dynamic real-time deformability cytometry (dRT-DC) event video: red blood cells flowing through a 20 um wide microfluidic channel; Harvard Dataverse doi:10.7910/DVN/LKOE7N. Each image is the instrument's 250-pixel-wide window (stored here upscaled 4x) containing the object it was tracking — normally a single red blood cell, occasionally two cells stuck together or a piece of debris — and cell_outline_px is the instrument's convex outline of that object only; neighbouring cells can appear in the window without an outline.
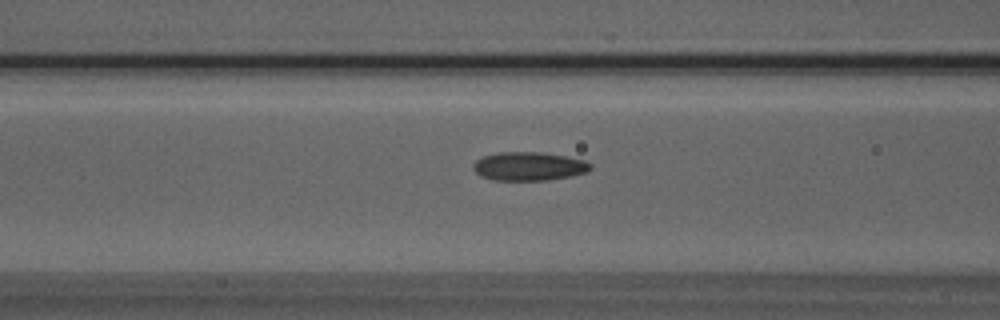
{"species": "Egyptian fruit bat (a non-hibernating species)", "species_latin": "Rousettus aegyptiacus", "temperature_condition": "room temperature", "stored_images_in_passage": 41, "camera_frame_rate_fps": 3000, "um_per_image_px": 0.085, "animal": {"sex": "male"}, "frame": {"image": 1, "passage_image": 10, "time_ms": 3.0, "image_size_px": [1000, 320], "cell_outline_px": [[592, 168], [588, 172], [548, 180], [492, 180], [480, 176], [472, 168], [472, 164], [476, 160], [484, 156], [500, 152], [540, 152], [568, 156], [584, 160], [592, 164]], "centroid_in_image_um": [44.96, 14.13], "position_along_channel_um": 121.6, "area_um2": 19.65}}
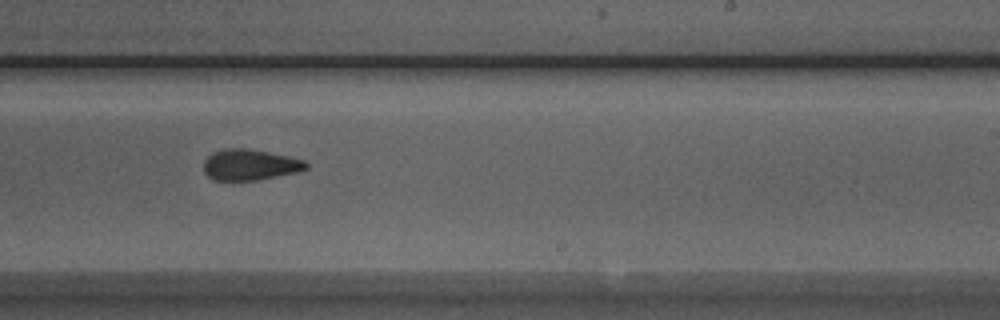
{"frame": {"image": 2, "passage_image": 21, "time_ms": 6.667, "image_size_px": [1000, 320], "cell_outline_px": [[308, 168], [300, 172], [256, 180], [212, 180], [204, 172], [204, 160], [212, 152], [224, 148], [244, 148], [268, 152], [288, 156], [304, 160], [308, 164]], "centroid_in_image_um": [21.24, 14.0], "position_along_channel_um": 267.8, "area_um2": 18.55}}
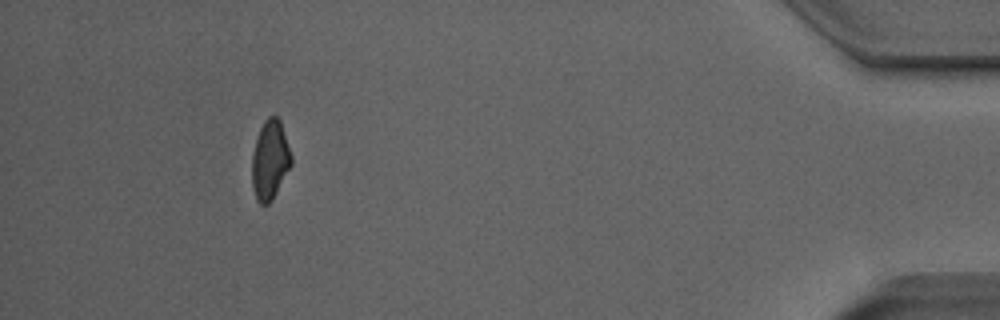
{"frame": {"image": 3, "passage_image": 37, "time_ms": 12.0, "image_size_px": [1000, 320], "cell_outline_px": [[292, 164], [272, 200], [268, 204], [260, 204], [256, 200], [252, 188], [252, 152], [260, 128], [264, 120], [268, 116], [276, 116], [280, 120], [292, 156]], "centroid_in_image_um": [22.94, 13.61], "position_along_channel_um": 412.3, "area_um2": 18.21}, "authors_computed_cell_mechanics": {"area_um2": 18.9006, "velocity_mm_per_s": 3.9889, "shape_relaxation_time_tau1_ms": null, "shape_relaxation_time_tau2_ms": 1.7942, "deformation_change_tau1": null, "deformation_change_tau2": 0.0824}}